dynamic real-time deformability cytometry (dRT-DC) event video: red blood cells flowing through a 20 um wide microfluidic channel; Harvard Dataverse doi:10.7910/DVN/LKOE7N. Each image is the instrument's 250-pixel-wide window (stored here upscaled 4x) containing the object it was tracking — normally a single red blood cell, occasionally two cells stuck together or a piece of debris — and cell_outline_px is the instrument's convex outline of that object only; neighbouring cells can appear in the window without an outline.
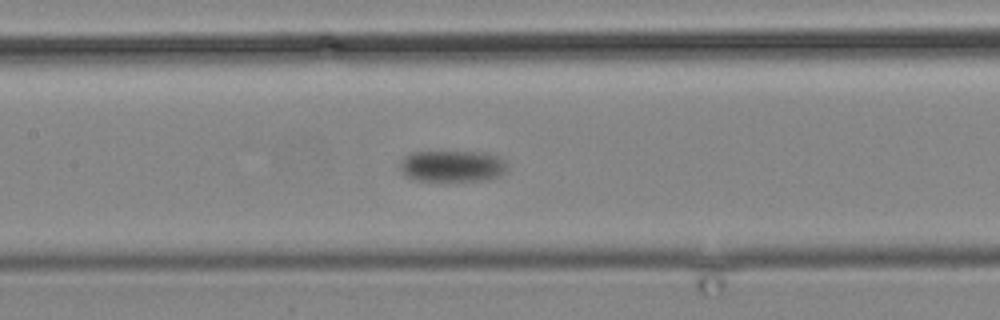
{"species": "common noctule bat (a hibernating species)", "species_latin": "Nyctalus noctula", "temperature_condition": "cold", "stored_images_in_passage": 15, "camera_frame_rate_fps": 3000, "um_per_image_px": 0.085, "animal": {"sex": "male", "body_mass_g": 19.2, "forearm_length_mm": 51.8}, "frame": {"image": 1, "passage_image": 15, "time_ms": 17.667, "image_size_px": [1000, 320], "cell_outline_px": [[504, 172], [500, 176], [488, 180], [420, 180], [408, 176], [400, 168], [400, 160], [404, 156], [412, 152], [484, 152], [500, 156], [504, 160]], "centroid_in_image_um": [38.46, 14.1], "position_along_channel_um": 168.9, "area_um2": 19.36}}